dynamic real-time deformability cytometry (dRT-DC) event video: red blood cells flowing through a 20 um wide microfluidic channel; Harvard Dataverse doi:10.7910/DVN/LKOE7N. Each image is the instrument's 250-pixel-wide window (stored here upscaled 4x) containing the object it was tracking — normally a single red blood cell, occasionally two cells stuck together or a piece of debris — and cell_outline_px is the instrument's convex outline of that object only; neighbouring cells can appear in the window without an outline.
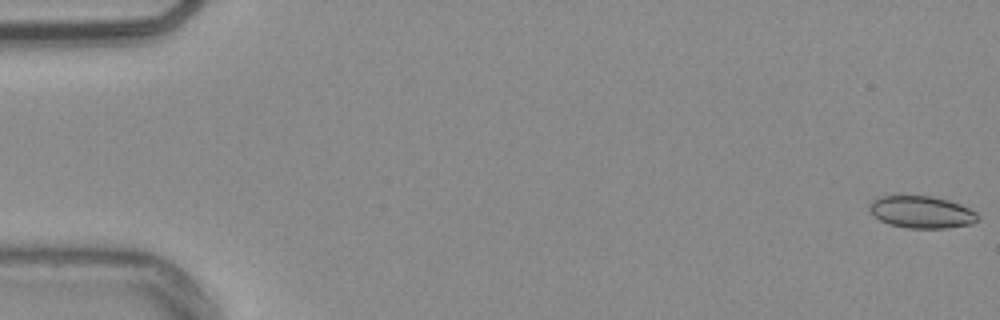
{"species": "common noctule bat (a hibernating species)", "species_latin": "Nyctalus noctula", "temperature_condition": "warm", "stored_images_in_passage": 54, "camera_frame_rate_fps": 3000, "um_per_image_px": 0.085, "animal": {"sex": "male", "body_mass_g": 20.4}, "frame": {"image": 1, "passage_image": 1, "time_ms": 0.0, "image_size_px": [1000, 320], "cell_outline_px": [[980, 220], [972, 224], [944, 228], [908, 228], [888, 224], [872, 216], [868, 208], [868, 204], [872, 200], [880, 196], [932, 196], [948, 200], [960, 204], [976, 212], [980, 216]], "centroid_in_image_um": [78.32, 18.03], "position_along_channel_um": 6.7, "area_um2": 20.52}}
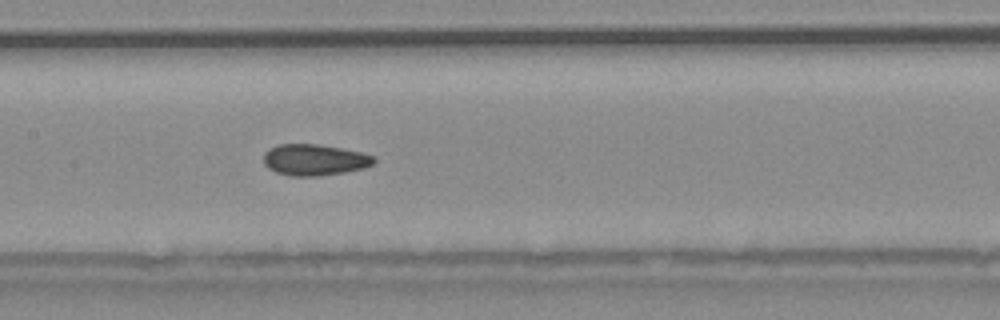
{"frame": {"image": 2, "passage_image": 27, "time_ms": 8.667, "image_size_px": [1000, 320], "cell_outline_px": [[376, 160], [372, 164], [364, 168], [344, 172], [320, 176], [292, 176], [276, 172], [268, 168], [264, 164], [264, 152], [268, 148], [280, 144], [316, 144], [340, 148], [360, 152], [376, 156]], "centroid_in_image_um": [26.72, 13.59], "position_along_channel_um": 180.7, "area_um2": 20.11}}
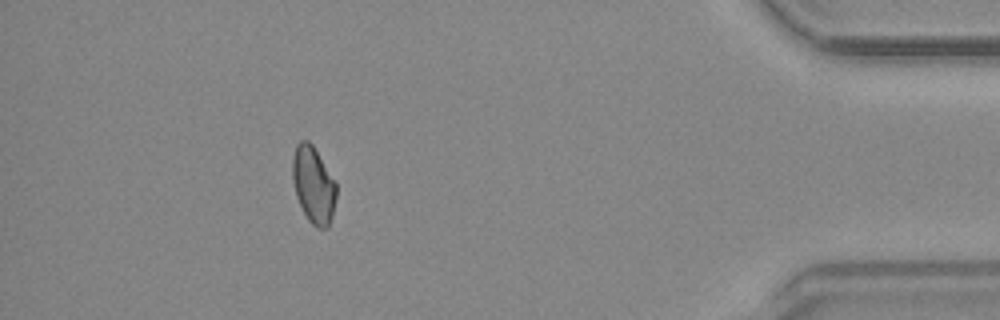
{"frame": {"image": 3, "passage_image": 49, "time_ms": 16.0, "image_size_px": [1000, 320], "cell_outline_px": [[336, 196], [332, 216], [328, 228], [316, 228], [308, 220], [296, 196], [292, 180], [292, 156], [296, 144], [300, 140], [308, 140], [312, 144], [336, 184]], "centroid_in_image_um": [26.61, 15.71], "position_along_channel_um": 408.6, "area_um2": 19.48}, "authors_computed_cell_mechanics": {"area_um2": 20.0566, "velocity_mm_per_s": 3.8135, "shape_relaxation_time_tau1_ms": null, "shape_relaxation_time_tau2_ms": 2.2139, "deformation_change_tau1": null, "deformation_change_tau2": 0.0689}}